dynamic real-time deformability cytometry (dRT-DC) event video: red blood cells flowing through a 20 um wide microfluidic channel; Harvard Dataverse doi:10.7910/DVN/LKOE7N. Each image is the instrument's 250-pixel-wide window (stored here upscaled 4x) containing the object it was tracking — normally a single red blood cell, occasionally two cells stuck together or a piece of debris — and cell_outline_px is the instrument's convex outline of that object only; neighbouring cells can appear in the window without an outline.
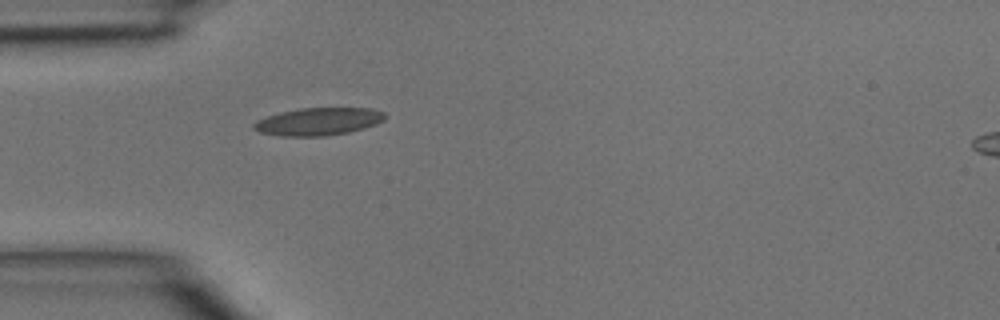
{"species": "common noctule bat (a hibernating species)", "species_latin": "Nyctalus noctula", "temperature_condition": "room temperature", "stored_images_in_passage": 1, "camera_frame_rate_fps": 3000, "um_per_image_px": 0.085, "animal": {"sex": "male", "body_mass_g": 15.6}, "frame": {"image": 1, "passage_image": 1, "time_ms": 0.0, "image_size_px": [1000, 320], "cell_outline_px": [[384, 120], [376, 124], [364, 128], [348, 132], [324, 136], [280, 136], [260, 132], [252, 128], [252, 124], [256, 120], [280, 112], [300, 108], [372, 108], [384, 112]], "centroid_in_image_um": [27.04, 10.33], "position_along_channel_um": 58.0, "area_um2": 21.1}}